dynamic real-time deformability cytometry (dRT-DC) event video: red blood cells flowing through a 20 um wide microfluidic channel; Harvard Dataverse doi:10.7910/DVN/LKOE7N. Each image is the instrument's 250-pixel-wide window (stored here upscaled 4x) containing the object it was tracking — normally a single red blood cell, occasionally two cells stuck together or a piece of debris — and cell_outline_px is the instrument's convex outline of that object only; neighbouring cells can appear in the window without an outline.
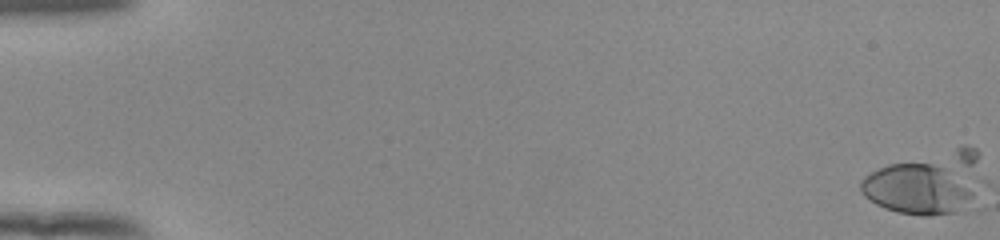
{"species": "human", "species_latin": "Homo sapiens", "temperature_condition": "room temperature", "stored_images_in_passage": 15, "camera_frame_rate_fps": 3000, "um_per_image_px": 0.085, "donor": {"sex": "female"}, "frame": {"image": 1, "passage_image": 1, "time_ms": 0.0, "image_size_px": [1000, 240], "cell_outline_px": [[972, 196], [956, 212], [928, 216], [924, 216], [900, 212], [884, 208], [876, 204], [864, 196], [860, 192], [860, 180], [864, 176], [888, 164], [932, 164], [940, 168], [972, 192]], "centroid_in_image_um": [77.75, 16.12], "position_along_channel_um": 7.2, "area_um2": 31.39}}